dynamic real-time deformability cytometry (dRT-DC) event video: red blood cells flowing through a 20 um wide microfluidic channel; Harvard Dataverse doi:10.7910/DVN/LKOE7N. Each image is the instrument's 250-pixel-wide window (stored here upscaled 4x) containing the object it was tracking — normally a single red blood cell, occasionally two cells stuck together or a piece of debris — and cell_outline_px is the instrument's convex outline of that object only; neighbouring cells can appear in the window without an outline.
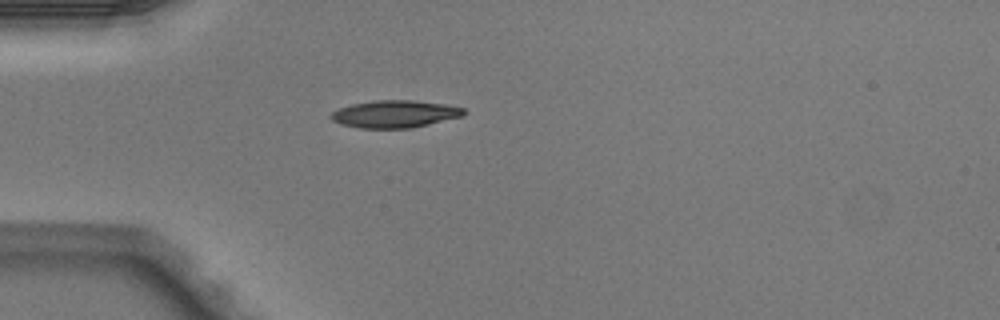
{"species": "Egyptian fruit bat (a non-hibernating species)", "species_latin": "Rousettus aegyptiacus", "temperature_condition": "warm", "stored_images_in_passage": 1, "camera_frame_rate_fps": 3000, "um_per_image_px": 0.085, "animal": {"sex": "male"}, "frame": {"image": 1, "passage_image": 1, "time_ms": 0.0, "image_size_px": [1000, 320], "cell_outline_px": [[468, 112], [460, 116], [412, 128], [360, 128], [340, 124], [332, 120], [328, 116], [332, 112], [340, 108], [352, 104], [376, 100], [412, 100], [444, 104], [464, 108]], "centroid_in_image_um": [33.53, 9.69], "position_along_channel_um": 51.5, "area_um2": 21.04}}